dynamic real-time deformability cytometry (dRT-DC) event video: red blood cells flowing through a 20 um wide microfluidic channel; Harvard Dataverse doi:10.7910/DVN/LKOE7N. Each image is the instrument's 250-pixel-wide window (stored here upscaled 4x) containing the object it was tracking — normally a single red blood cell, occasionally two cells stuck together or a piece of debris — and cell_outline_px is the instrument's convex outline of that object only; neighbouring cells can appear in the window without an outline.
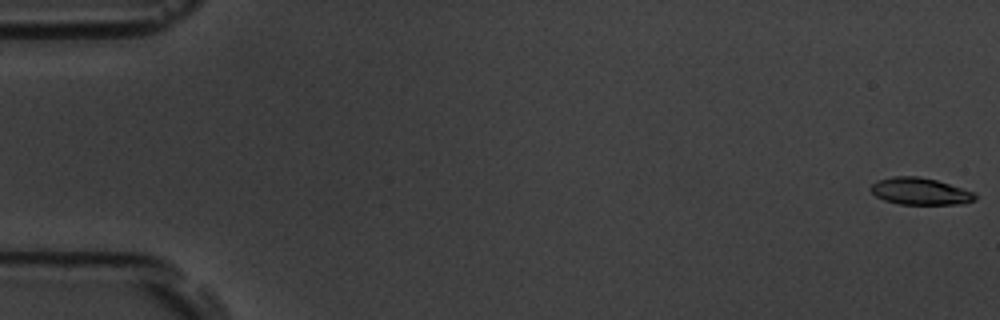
{"species": "common noctule bat (a hibernating species)", "species_latin": "Nyctalus noctula", "temperature_condition": "room temperature", "stored_images_in_passage": 55, "camera_frame_rate_fps": 3000, "um_per_image_px": 0.085, "animal": {"sex": "male", "body_mass_g": 19.5, "forearm_length_mm": 54.6}, "frame": {"image": 1, "passage_image": 1, "time_ms": 0.0, "image_size_px": [1000, 320], "cell_outline_px": [[976, 200], [964, 204], [900, 204], [884, 200], [876, 196], [868, 188], [876, 180], [892, 176], [916, 176], [936, 180], [976, 192]], "centroid_in_image_um": [78.21, 16.26], "position_along_channel_um": 6.8, "area_um2": 16.53}}
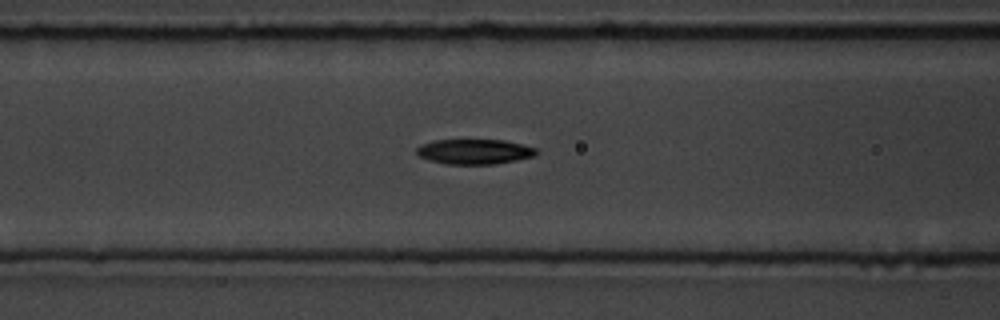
{"frame": {"image": 2, "passage_image": 23, "time_ms": 7.333, "image_size_px": [1000, 320], "cell_outline_px": [[540, 152], [532, 156], [516, 160], [496, 164], [444, 164], [428, 160], [420, 156], [416, 152], [416, 148], [420, 144], [436, 140], [504, 140], [536, 148]], "centroid_in_image_um": [40.3, 12.89], "position_along_channel_um": 126.3, "area_um2": 17.46}}
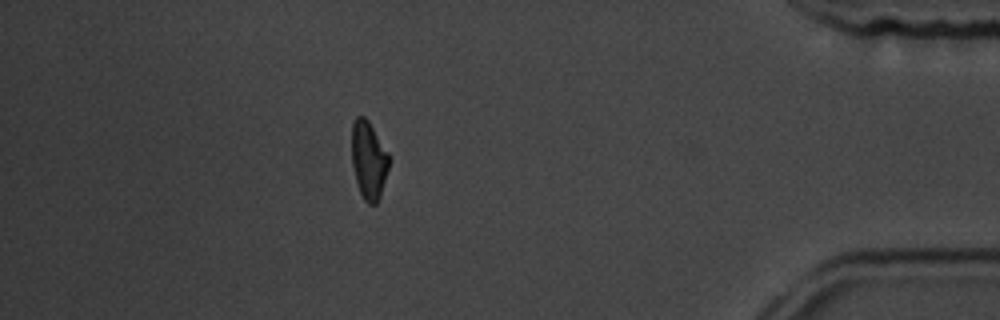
{"frame": {"image": 3, "passage_image": 49, "time_ms": 16.0, "image_size_px": [1000, 320], "cell_outline_px": [[388, 168], [380, 196], [376, 204], [368, 204], [364, 200], [360, 192], [356, 180], [352, 164], [352, 124], [356, 116], [364, 116], [368, 120], [388, 152]], "centroid_in_image_um": [31.32, 13.6], "position_along_channel_um": 403.9, "area_um2": 16.7}, "authors_computed_cell_mechanics": {"area_um2": 17.34, "velocity_mm_per_s": 3.7275, "shape_relaxation_time_tau1_ms": 4.4918, "shape_relaxation_time_tau2_ms": 9.9132, "deformation_change_tau1": 0.1497, "deformation_change_tau2": 0.1857}}